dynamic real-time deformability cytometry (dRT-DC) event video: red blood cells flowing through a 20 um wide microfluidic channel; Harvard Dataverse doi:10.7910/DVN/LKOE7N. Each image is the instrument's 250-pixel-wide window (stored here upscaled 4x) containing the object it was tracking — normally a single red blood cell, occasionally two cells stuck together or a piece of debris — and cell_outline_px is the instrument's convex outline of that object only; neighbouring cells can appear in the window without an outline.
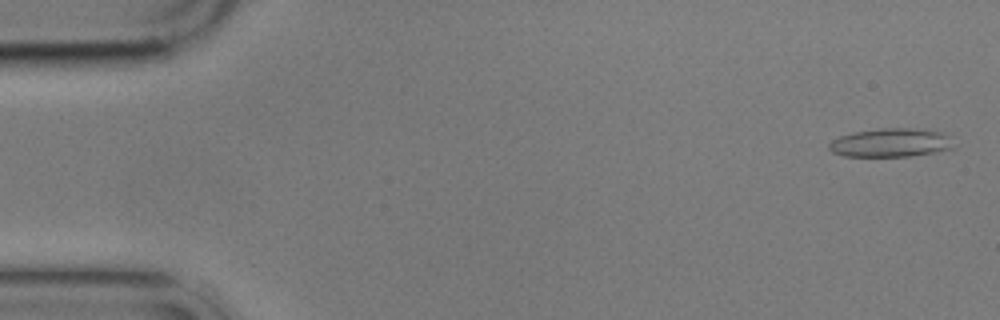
{"species": "common noctule bat (a hibernating species)", "species_latin": "Nyctalus noctula", "temperature_condition": "cold", "stored_images_in_passage": 6, "camera_frame_rate_fps": 3000, "um_per_image_px": 0.085, "animal": {"sex": "male", "body_mass_g": 17.9}, "frame": {"image": 1, "passage_image": 1, "time_ms": 0.0, "image_size_px": [1000, 320], "cell_outline_px": [[952, 148], [936, 152], [912, 156], [844, 156], [832, 152], [828, 148], [828, 144], [832, 140], [840, 136], [852, 132], [880, 128], [912, 128], [940, 132], [948, 136]], "centroid_in_image_um": [75.65, 12.13], "position_along_channel_um": 9.4, "area_um2": 20.63}}
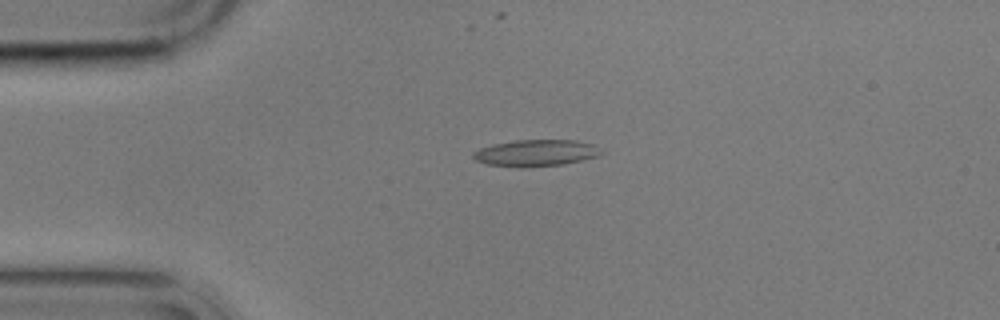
{"frame": {"image": 2, "passage_image": 4, "time_ms": 3.667, "image_size_px": [1000, 320], "cell_outline_px": [[604, 152], [600, 156], [564, 164], [524, 168], [516, 168], [488, 164], [476, 160], [472, 156], [472, 152], [480, 148], [492, 144], [516, 140], [576, 140], [592, 144]], "centroid_in_image_um": [45.55, 13.01], "position_along_channel_um": 39.5, "area_um2": 20.06}}